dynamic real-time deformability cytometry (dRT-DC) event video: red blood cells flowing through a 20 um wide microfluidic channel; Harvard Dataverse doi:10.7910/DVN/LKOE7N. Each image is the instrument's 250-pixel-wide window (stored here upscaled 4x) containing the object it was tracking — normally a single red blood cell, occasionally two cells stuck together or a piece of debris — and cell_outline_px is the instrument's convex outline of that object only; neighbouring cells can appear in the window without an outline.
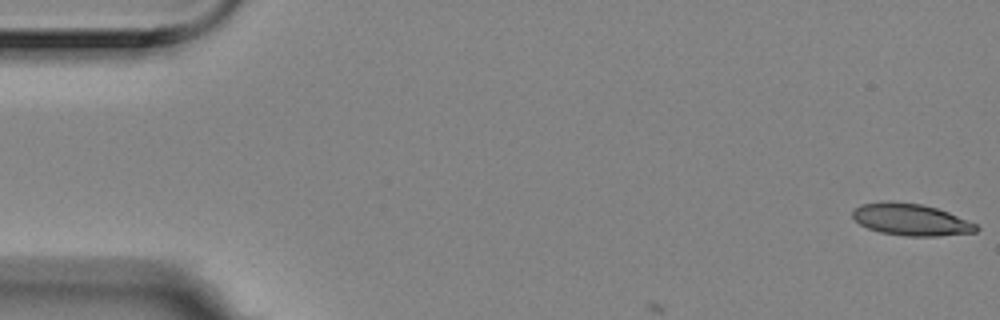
{"species": "Egyptian fruit bat (a non-hibernating species)", "species_latin": "Rousettus aegyptiacus", "temperature_condition": "room temperature", "stored_images_in_passage": 3, "camera_frame_rate_fps": 3000, "um_per_image_px": 0.085, "animal": {"sex": "female"}, "frame": {"image": 1, "passage_image": 1, "time_ms": 0.0, "image_size_px": [1000, 320], "cell_outline_px": [[980, 228], [976, 232], [936, 236], [904, 236], [880, 232], [868, 228], [860, 224], [852, 216], [852, 212], [860, 204], [884, 200], [920, 204], [936, 208], [948, 212], [976, 224]], "centroid_in_image_um": [77.4, 18.66], "position_along_channel_um": 7.6, "area_um2": 22.89}}